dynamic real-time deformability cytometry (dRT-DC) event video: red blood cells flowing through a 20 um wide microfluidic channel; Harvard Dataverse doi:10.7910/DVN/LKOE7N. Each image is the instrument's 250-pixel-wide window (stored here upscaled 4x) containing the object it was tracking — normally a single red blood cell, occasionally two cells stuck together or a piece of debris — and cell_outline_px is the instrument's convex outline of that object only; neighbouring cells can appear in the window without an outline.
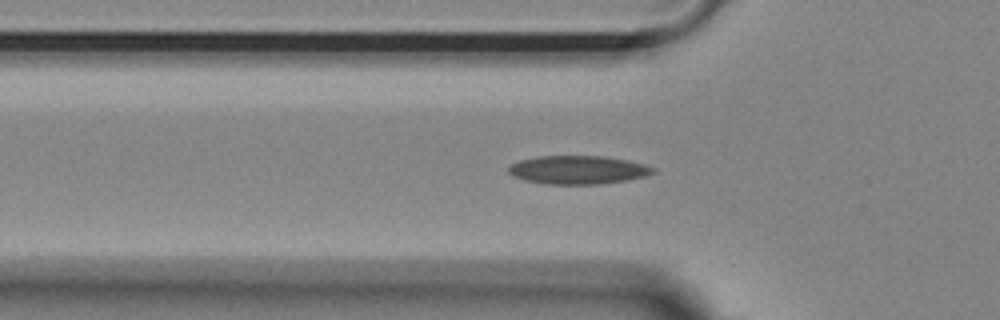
{"species": "Egyptian fruit bat (a non-hibernating species)", "species_latin": "Rousettus aegyptiacus", "temperature_condition": "room temperature", "stored_images_in_passage": 11, "camera_frame_rate_fps": 3000, "um_per_image_px": 0.085, "animal": {"sex": "female"}, "frame": {"image": 1, "passage_image": 7, "time_ms": 2.0, "image_size_px": [1000, 320], "cell_outline_px": [[656, 172], [644, 176], [628, 180], [600, 184], [544, 184], [524, 180], [512, 176], [508, 172], [508, 168], [512, 164], [520, 160], [536, 156], [604, 156], [628, 160], [644, 164], [656, 168]], "centroid_in_image_um": [49.13, 14.44], "position_along_channel_um": 76.7, "area_um2": 24.1}}